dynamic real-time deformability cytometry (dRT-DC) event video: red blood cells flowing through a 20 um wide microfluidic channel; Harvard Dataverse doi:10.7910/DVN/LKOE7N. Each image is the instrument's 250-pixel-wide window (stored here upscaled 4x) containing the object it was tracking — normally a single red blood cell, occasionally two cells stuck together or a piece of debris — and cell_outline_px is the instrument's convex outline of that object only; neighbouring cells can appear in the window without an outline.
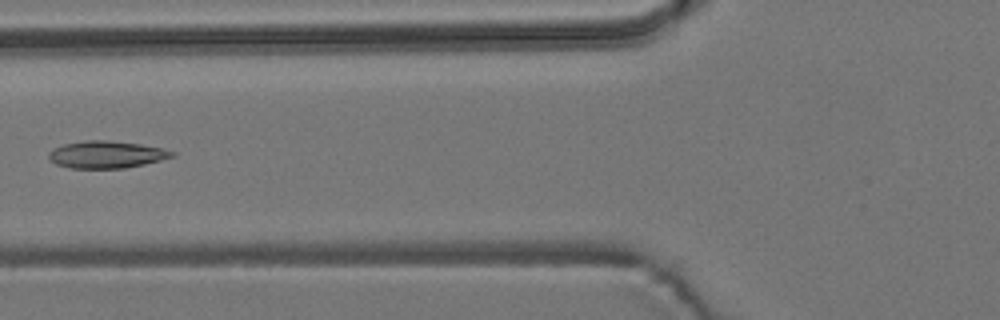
{"species": "common noctule bat (a hibernating species)", "species_latin": "Nyctalus noctula", "temperature_condition": "room temperature", "stored_images_in_passage": 6, "camera_frame_rate_fps": 3000, "um_per_image_px": 0.085, "animal": {"sex": "male", "body_mass_g": 19.2, "forearm_length_mm": 51.8}, "frame": {"image": 1, "passage_image": 5, "time_ms": 6.0, "image_size_px": [1000, 320], "cell_outline_px": [[176, 156], [144, 164], [124, 168], [72, 168], [56, 164], [48, 160], [48, 152], [52, 148], [64, 144], [84, 140], [108, 140], [140, 144], [164, 148], [176, 152]], "centroid_in_image_um": [9.04, 13.13], "position_along_channel_um": 116.8, "area_um2": 19.71}}
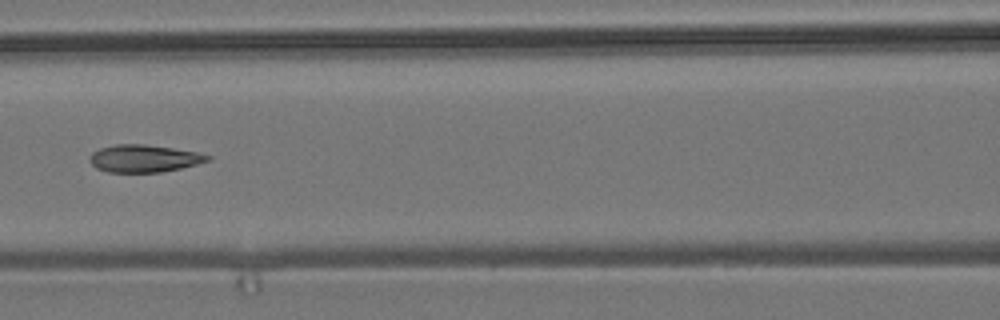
{"frame": {"image": 2, "passage_image": 6, "time_ms": 7.0, "image_size_px": [1000, 320], "cell_outline_px": [[212, 160], [180, 168], [160, 172], [108, 172], [96, 168], [92, 164], [92, 152], [100, 148], [116, 144], [144, 144], [172, 148], [196, 152], [212, 156]], "centroid_in_image_um": [12.27, 13.47], "position_along_channel_um": 154.3, "area_um2": 18.61}}